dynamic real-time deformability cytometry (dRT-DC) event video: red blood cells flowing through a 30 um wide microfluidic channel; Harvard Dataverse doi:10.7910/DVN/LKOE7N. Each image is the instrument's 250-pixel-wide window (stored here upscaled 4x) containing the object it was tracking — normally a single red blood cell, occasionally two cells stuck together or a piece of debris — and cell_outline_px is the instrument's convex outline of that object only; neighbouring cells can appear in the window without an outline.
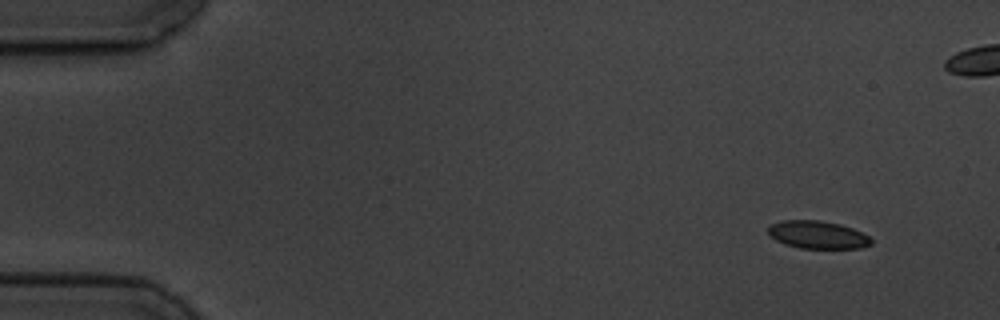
{"species": "common noctule bat (a hibernating species)", "species_latin": "Nyctalus noctula", "temperature_condition": "cold", "stored_images_in_passage": 6, "camera_frame_rate_fps": 3000, "um_per_image_px": 0.085, "animal": {"sex": "male", "body_mass_g": 19.5, "forearm_length_mm": 54.6}, "frame": {"image": 1, "passage_image": 1, "time_ms": 0.0, "image_size_px": [1000, 320], "cell_outline_px": [[872, 244], [860, 248], [800, 248], [784, 244], [768, 236], [768, 224], [780, 220], [820, 220], [840, 224], [852, 228], [868, 236], [872, 240]], "centroid_in_image_um": [69.44, 19.94], "position_along_channel_um": 15.6, "area_um2": 16.82}}
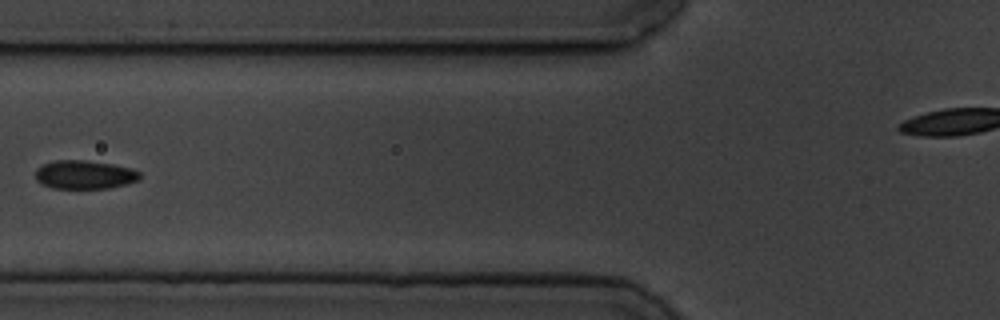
{"frame": {"image": 2, "passage_image": 6, "time_ms": 6.0, "image_size_px": [1000, 320], "cell_outline_px": [[140, 180], [108, 188], [52, 188], [40, 184], [36, 180], [36, 168], [40, 164], [52, 160], [84, 160], [112, 164], [132, 168], [140, 172]], "centroid_in_image_um": [7.14, 14.83], "position_along_channel_um": 118.7, "area_um2": 17.57}}